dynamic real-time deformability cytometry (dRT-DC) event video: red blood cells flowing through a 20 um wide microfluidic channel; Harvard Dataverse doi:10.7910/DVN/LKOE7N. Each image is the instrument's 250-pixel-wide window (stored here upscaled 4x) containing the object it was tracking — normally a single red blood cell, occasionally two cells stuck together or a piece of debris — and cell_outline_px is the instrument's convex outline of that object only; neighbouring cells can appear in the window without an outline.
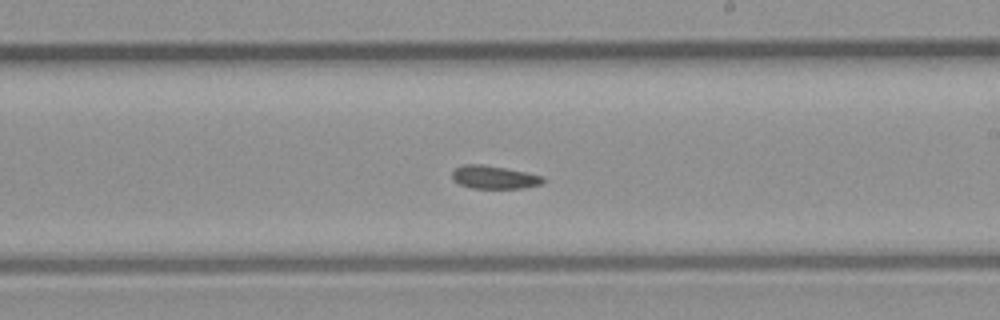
{"species": "common noctule bat (a hibernating species)", "species_latin": "Nyctalus noctula", "temperature_condition": "room temperature", "stored_images_in_passage": 40, "camera_frame_rate_fps": 3000, "um_per_image_px": 0.085, "animal": {"sex": "male", "body_mass_g": 23.1, "forearm_length_mm": 52.7}, "frame": {"image": 1, "passage_image": 23, "time_ms": 7.333, "image_size_px": [1000, 320], "cell_outline_px": [[544, 180], [540, 184], [524, 188], [472, 188], [460, 184], [452, 180], [452, 172], [456, 168], [464, 164], [480, 164], [504, 168], [544, 176]], "centroid_in_image_um": [41.98, 15.07], "position_along_channel_um": 247.0, "area_um2": 12.08}}